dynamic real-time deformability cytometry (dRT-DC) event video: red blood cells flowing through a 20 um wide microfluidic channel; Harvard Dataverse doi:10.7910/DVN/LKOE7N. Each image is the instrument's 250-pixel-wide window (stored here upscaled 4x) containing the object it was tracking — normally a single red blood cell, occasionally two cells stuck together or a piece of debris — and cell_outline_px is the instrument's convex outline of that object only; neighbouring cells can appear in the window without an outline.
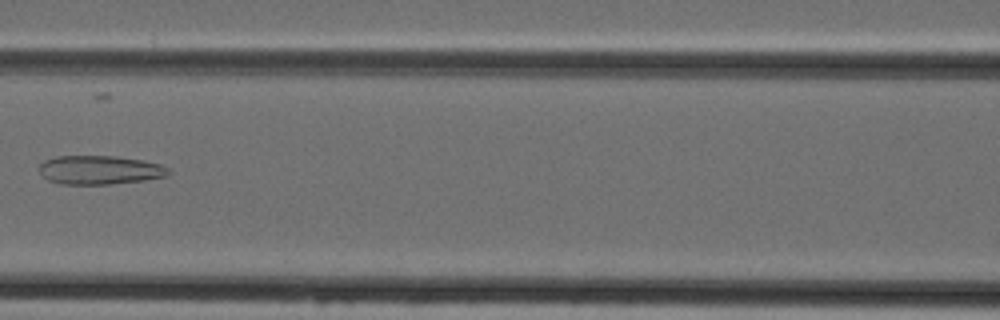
{"species": "Egyptian fruit bat (a non-hibernating species)", "species_latin": "Rousettus aegyptiacus", "temperature_condition": "cold", "stored_images_in_passage": 7, "camera_frame_rate_fps": 3000, "um_per_image_px": 0.085, "animal": {"sex": "female"}, "frame": {"image": 1, "passage_image": 6, "time_ms": 6.0, "image_size_px": [1000, 320], "cell_outline_px": [[172, 172], [168, 176], [144, 180], [108, 184], [60, 184], [48, 180], [36, 168], [44, 160], [56, 156], [116, 156], [144, 160], [160, 164], [168, 168]], "centroid_in_image_um": [8.48, 14.44], "position_along_channel_um": 158.1, "area_um2": 21.91}}
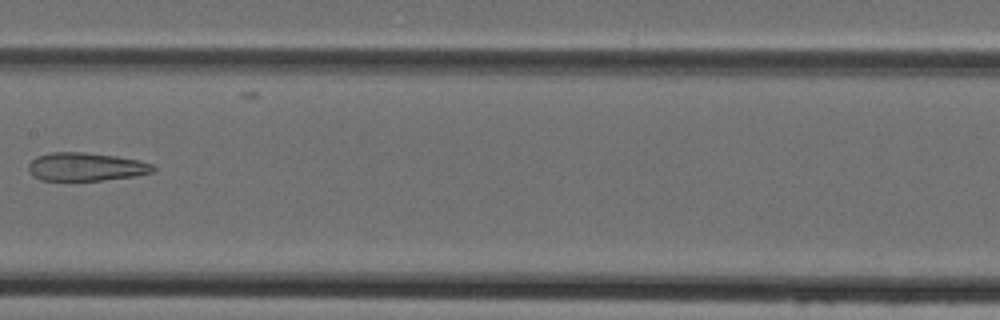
{"frame": {"image": 2, "passage_image": 7, "time_ms": 7.0, "image_size_px": [1000, 320], "cell_outline_px": [[156, 172], [136, 176], [104, 180], [40, 180], [32, 176], [28, 168], [28, 164], [36, 156], [52, 152], [84, 152], [116, 156], [140, 160], [152, 164], [156, 168]], "centroid_in_image_um": [7.33, 14.18], "position_along_channel_um": 200.1, "area_um2": 20.75}}